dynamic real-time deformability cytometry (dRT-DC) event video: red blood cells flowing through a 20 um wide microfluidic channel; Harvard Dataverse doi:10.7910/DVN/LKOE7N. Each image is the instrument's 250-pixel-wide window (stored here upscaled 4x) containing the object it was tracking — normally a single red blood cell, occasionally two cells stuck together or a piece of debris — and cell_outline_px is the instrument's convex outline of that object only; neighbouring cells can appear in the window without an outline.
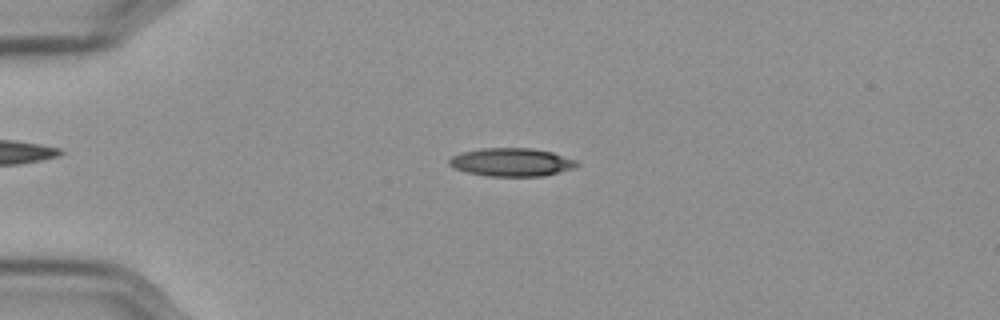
{"species": "Egyptian fruit bat (a non-hibernating species)", "species_latin": "Rousettus aegyptiacus", "temperature_condition": "cold", "stored_images_in_passage": 57, "camera_frame_rate_fps": 3000, "um_per_image_px": 0.085, "frame": {"image": 1, "passage_image": 14, "time_ms": 4.333, "image_size_px": [1000, 320], "cell_outline_px": [[580, 164], [572, 168], [544, 176], [488, 176], [468, 172], [456, 168], [448, 164], [448, 160], [452, 156], [460, 152], [480, 148], [532, 148], [552, 152], [576, 160]], "centroid_in_image_um": [43.47, 13.77], "position_along_channel_um": 41.5, "area_um2": 20.92}}
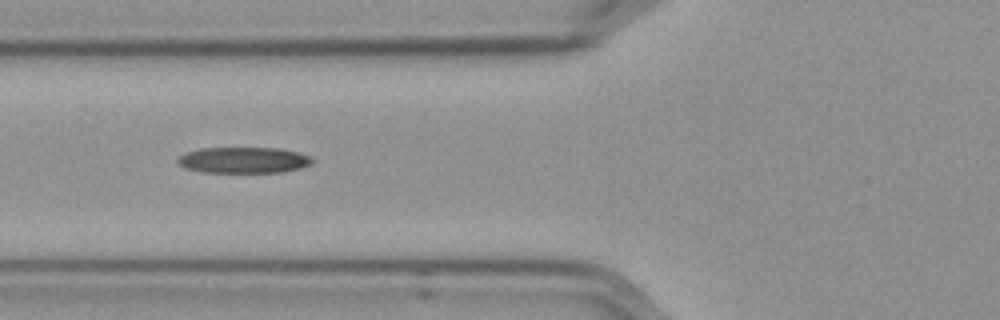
{"frame": {"image": 2, "passage_image": 22, "time_ms": 7.0, "image_size_px": [1000, 320], "cell_outline_px": [[312, 164], [300, 168], [284, 172], [200, 172], [184, 168], [176, 160], [184, 152], [200, 148], [276, 148], [296, 152], [308, 156], [312, 160]], "centroid_in_image_um": [20.65, 13.61], "position_along_channel_um": 105.2, "area_um2": 20.35}}
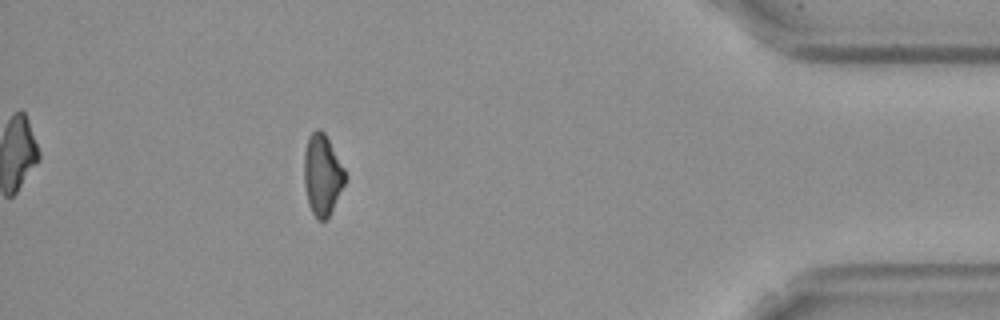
{"frame": {"image": 3, "passage_image": 51, "time_ms": 16.667, "image_size_px": [1000, 320], "cell_outline_px": [[348, 176], [328, 216], [324, 220], [316, 220], [308, 204], [304, 184], [304, 152], [308, 136], [316, 128], [320, 128], [324, 132], [344, 168]], "centroid_in_image_um": [27.38, 14.83], "position_along_channel_um": 407.8, "area_um2": 19.31}, "authors_computed_cell_mechanics": {"area_um2": 20.0566, "velocity_mm_per_s": 3.5957, "shape_relaxation_time_tau1_ms": null, "shape_relaxation_time_tau2_ms": 7.7107, "deformation_change_tau1": null, "deformation_change_tau2": 0.1967}}